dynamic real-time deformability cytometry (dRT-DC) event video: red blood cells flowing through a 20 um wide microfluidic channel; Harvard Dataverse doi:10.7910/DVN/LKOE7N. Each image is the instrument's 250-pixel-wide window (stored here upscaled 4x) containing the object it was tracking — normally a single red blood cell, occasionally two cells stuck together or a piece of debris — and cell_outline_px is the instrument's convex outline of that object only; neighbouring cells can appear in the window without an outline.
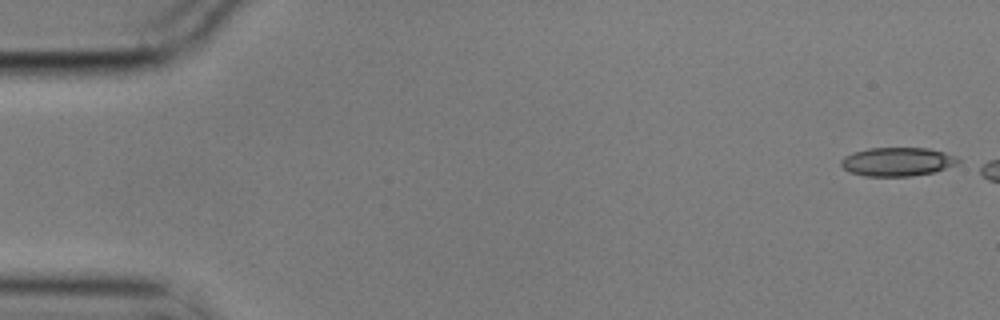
{"species": "common noctule bat (a hibernating species)", "species_latin": "Nyctalus noctula", "temperature_condition": "cold", "stored_images_in_passage": 3, "camera_frame_rate_fps": 3000, "um_per_image_px": 0.085, "animal": {"sex": "male", "body_mass_g": 17.9}, "frame": {"image": 1, "passage_image": 1, "time_ms": 0.0, "image_size_px": [1000, 320], "cell_outline_px": [[960, 160], [956, 164], [932, 172], [912, 176], [864, 176], [848, 172], [840, 164], [840, 160], [844, 156], [852, 152], [868, 148], [928, 148], [944, 152], [956, 156]], "centroid_in_image_um": [76.22, 13.74], "position_along_channel_um": 8.8, "area_um2": 19.59}}